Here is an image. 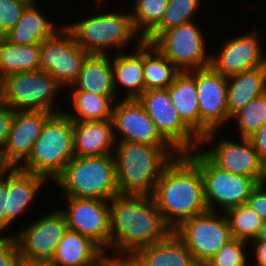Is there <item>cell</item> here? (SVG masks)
I'll use <instances>...</instances> for the list:
<instances>
[{
	"mask_svg": "<svg viewBox=\"0 0 266 266\" xmlns=\"http://www.w3.org/2000/svg\"><path fill=\"white\" fill-rule=\"evenodd\" d=\"M266 92V66L227 77V110L232 117L251 100Z\"/></svg>",
	"mask_w": 266,
	"mask_h": 266,
	"instance_id": "obj_23",
	"label": "cell"
},
{
	"mask_svg": "<svg viewBox=\"0 0 266 266\" xmlns=\"http://www.w3.org/2000/svg\"><path fill=\"white\" fill-rule=\"evenodd\" d=\"M257 266H266V241H253Z\"/></svg>",
	"mask_w": 266,
	"mask_h": 266,
	"instance_id": "obj_43",
	"label": "cell"
},
{
	"mask_svg": "<svg viewBox=\"0 0 266 266\" xmlns=\"http://www.w3.org/2000/svg\"><path fill=\"white\" fill-rule=\"evenodd\" d=\"M13 166L7 161L2 150L0 149V180L3 179L5 173L7 174Z\"/></svg>",
	"mask_w": 266,
	"mask_h": 266,
	"instance_id": "obj_46",
	"label": "cell"
},
{
	"mask_svg": "<svg viewBox=\"0 0 266 266\" xmlns=\"http://www.w3.org/2000/svg\"><path fill=\"white\" fill-rule=\"evenodd\" d=\"M218 215L208 210L185 220L173 230L200 266H205L232 239L226 215Z\"/></svg>",
	"mask_w": 266,
	"mask_h": 266,
	"instance_id": "obj_9",
	"label": "cell"
},
{
	"mask_svg": "<svg viewBox=\"0 0 266 266\" xmlns=\"http://www.w3.org/2000/svg\"><path fill=\"white\" fill-rule=\"evenodd\" d=\"M252 241H266V221H263L257 236Z\"/></svg>",
	"mask_w": 266,
	"mask_h": 266,
	"instance_id": "obj_48",
	"label": "cell"
},
{
	"mask_svg": "<svg viewBox=\"0 0 266 266\" xmlns=\"http://www.w3.org/2000/svg\"><path fill=\"white\" fill-rule=\"evenodd\" d=\"M115 95H100L86 91H73L72 98L77 114L66 115L73 121H103L112 118ZM113 102V103H112Z\"/></svg>",
	"mask_w": 266,
	"mask_h": 266,
	"instance_id": "obj_31",
	"label": "cell"
},
{
	"mask_svg": "<svg viewBox=\"0 0 266 266\" xmlns=\"http://www.w3.org/2000/svg\"><path fill=\"white\" fill-rule=\"evenodd\" d=\"M67 230V220L61 209L49 213L30 224L15 237L19 255L50 262Z\"/></svg>",
	"mask_w": 266,
	"mask_h": 266,
	"instance_id": "obj_15",
	"label": "cell"
},
{
	"mask_svg": "<svg viewBox=\"0 0 266 266\" xmlns=\"http://www.w3.org/2000/svg\"><path fill=\"white\" fill-rule=\"evenodd\" d=\"M135 255L145 266H200L174 231L163 241L141 248Z\"/></svg>",
	"mask_w": 266,
	"mask_h": 266,
	"instance_id": "obj_24",
	"label": "cell"
},
{
	"mask_svg": "<svg viewBox=\"0 0 266 266\" xmlns=\"http://www.w3.org/2000/svg\"><path fill=\"white\" fill-rule=\"evenodd\" d=\"M264 183H266V165H265V177H264Z\"/></svg>",
	"mask_w": 266,
	"mask_h": 266,
	"instance_id": "obj_51",
	"label": "cell"
},
{
	"mask_svg": "<svg viewBox=\"0 0 266 266\" xmlns=\"http://www.w3.org/2000/svg\"><path fill=\"white\" fill-rule=\"evenodd\" d=\"M106 254L88 237L67 230L54 256L52 266H95Z\"/></svg>",
	"mask_w": 266,
	"mask_h": 266,
	"instance_id": "obj_22",
	"label": "cell"
},
{
	"mask_svg": "<svg viewBox=\"0 0 266 266\" xmlns=\"http://www.w3.org/2000/svg\"><path fill=\"white\" fill-rule=\"evenodd\" d=\"M61 32L64 36L55 33L40 44V66L65 87L77 80L89 53L74 41L65 27Z\"/></svg>",
	"mask_w": 266,
	"mask_h": 266,
	"instance_id": "obj_13",
	"label": "cell"
},
{
	"mask_svg": "<svg viewBox=\"0 0 266 266\" xmlns=\"http://www.w3.org/2000/svg\"><path fill=\"white\" fill-rule=\"evenodd\" d=\"M14 110L0 98V149L5 145L11 131Z\"/></svg>",
	"mask_w": 266,
	"mask_h": 266,
	"instance_id": "obj_40",
	"label": "cell"
},
{
	"mask_svg": "<svg viewBox=\"0 0 266 266\" xmlns=\"http://www.w3.org/2000/svg\"><path fill=\"white\" fill-rule=\"evenodd\" d=\"M246 242L232 238L215 253L205 266H246L247 259L244 254Z\"/></svg>",
	"mask_w": 266,
	"mask_h": 266,
	"instance_id": "obj_36",
	"label": "cell"
},
{
	"mask_svg": "<svg viewBox=\"0 0 266 266\" xmlns=\"http://www.w3.org/2000/svg\"><path fill=\"white\" fill-rule=\"evenodd\" d=\"M68 210H61L68 229L88 237L104 253L110 247L109 204L102 199L68 197Z\"/></svg>",
	"mask_w": 266,
	"mask_h": 266,
	"instance_id": "obj_14",
	"label": "cell"
},
{
	"mask_svg": "<svg viewBox=\"0 0 266 266\" xmlns=\"http://www.w3.org/2000/svg\"><path fill=\"white\" fill-rule=\"evenodd\" d=\"M111 60L106 54H89L84 60L74 91H86L100 95H115Z\"/></svg>",
	"mask_w": 266,
	"mask_h": 266,
	"instance_id": "obj_27",
	"label": "cell"
},
{
	"mask_svg": "<svg viewBox=\"0 0 266 266\" xmlns=\"http://www.w3.org/2000/svg\"><path fill=\"white\" fill-rule=\"evenodd\" d=\"M179 72L172 62L155 46L143 41L145 91L149 89H167L174 82Z\"/></svg>",
	"mask_w": 266,
	"mask_h": 266,
	"instance_id": "obj_30",
	"label": "cell"
},
{
	"mask_svg": "<svg viewBox=\"0 0 266 266\" xmlns=\"http://www.w3.org/2000/svg\"><path fill=\"white\" fill-rule=\"evenodd\" d=\"M201 0H169L161 21L143 38L153 43L164 31L192 22Z\"/></svg>",
	"mask_w": 266,
	"mask_h": 266,
	"instance_id": "obj_32",
	"label": "cell"
},
{
	"mask_svg": "<svg viewBox=\"0 0 266 266\" xmlns=\"http://www.w3.org/2000/svg\"><path fill=\"white\" fill-rule=\"evenodd\" d=\"M65 28L89 54H106L105 50L110 47L123 48L139 33L133 26L130 13L98 14Z\"/></svg>",
	"mask_w": 266,
	"mask_h": 266,
	"instance_id": "obj_7",
	"label": "cell"
},
{
	"mask_svg": "<svg viewBox=\"0 0 266 266\" xmlns=\"http://www.w3.org/2000/svg\"><path fill=\"white\" fill-rule=\"evenodd\" d=\"M7 40V31L0 24V44Z\"/></svg>",
	"mask_w": 266,
	"mask_h": 266,
	"instance_id": "obj_49",
	"label": "cell"
},
{
	"mask_svg": "<svg viewBox=\"0 0 266 266\" xmlns=\"http://www.w3.org/2000/svg\"><path fill=\"white\" fill-rule=\"evenodd\" d=\"M108 203L110 246L118 245L116 250L121 255L135 254L143 247L163 241L173 232L152 196L118 194Z\"/></svg>",
	"mask_w": 266,
	"mask_h": 266,
	"instance_id": "obj_1",
	"label": "cell"
},
{
	"mask_svg": "<svg viewBox=\"0 0 266 266\" xmlns=\"http://www.w3.org/2000/svg\"><path fill=\"white\" fill-rule=\"evenodd\" d=\"M196 90L203 143L211 140L218 127L232 119L227 110V77L211 66L196 69Z\"/></svg>",
	"mask_w": 266,
	"mask_h": 266,
	"instance_id": "obj_11",
	"label": "cell"
},
{
	"mask_svg": "<svg viewBox=\"0 0 266 266\" xmlns=\"http://www.w3.org/2000/svg\"><path fill=\"white\" fill-rule=\"evenodd\" d=\"M115 164L119 194L152 196L164 168L173 160V146L119 141ZM169 151V152H168Z\"/></svg>",
	"mask_w": 266,
	"mask_h": 266,
	"instance_id": "obj_3",
	"label": "cell"
},
{
	"mask_svg": "<svg viewBox=\"0 0 266 266\" xmlns=\"http://www.w3.org/2000/svg\"><path fill=\"white\" fill-rule=\"evenodd\" d=\"M257 36L255 32H250L229 40L218 56H210V66L225 77L266 66V57H262L263 52Z\"/></svg>",
	"mask_w": 266,
	"mask_h": 266,
	"instance_id": "obj_18",
	"label": "cell"
},
{
	"mask_svg": "<svg viewBox=\"0 0 266 266\" xmlns=\"http://www.w3.org/2000/svg\"><path fill=\"white\" fill-rule=\"evenodd\" d=\"M191 73V74H190ZM182 122L200 139V111L196 90V69L180 71L167 88Z\"/></svg>",
	"mask_w": 266,
	"mask_h": 266,
	"instance_id": "obj_21",
	"label": "cell"
},
{
	"mask_svg": "<svg viewBox=\"0 0 266 266\" xmlns=\"http://www.w3.org/2000/svg\"><path fill=\"white\" fill-rule=\"evenodd\" d=\"M261 161L266 165V122L250 137Z\"/></svg>",
	"mask_w": 266,
	"mask_h": 266,
	"instance_id": "obj_42",
	"label": "cell"
},
{
	"mask_svg": "<svg viewBox=\"0 0 266 266\" xmlns=\"http://www.w3.org/2000/svg\"><path fill=\"white\" fill-rule=\"evenodd\" d=\"M134 13L131 14L135 30L142 28L143 39L162 19L169 0H135Z\"/></svg>",
	"mask_w": 266,
	"mask_h": 266,
	"instance_id": "obj_34",
	"label": "cell"
},
{
	"mask_svg": "<svg viewBox=\"0 0 266 266\" xmlns=\"http://www.w3.org/2000/svg\"><path fill=\"white\" fill-rule=\"evenodd\" d=\"M113 120L73 121L75 157L108 155L115 141Z\"/></svg>",
	"mask_w": 266,
	"mask_h": 266,
	"instance_id": "obj_20",
	"label": "cell"
},
{
	"mask_svg": "<svg viewBox=\"0 0 266 266\" xmlns=\"http://www.w3.org/2000/svg\"><path fill=\"white\" fill-rule=\"evenodd\" d=\"M120 266H145V265L135 254H126L125 257H123L122 254V257L120 258Z\"/></svg>",
	"mask_w": 266,
	"mask_h": 266,
	"instance_id": "obj_45",
	"label": "cell"
},
{
	"mask_svg": "<svg viewBox=\"0 0 266 266\" xmlns=\"http://www.w3.org/2000/svg\"><path fill=\"white\" fill-rule=\"evenodd\" d=\"M152 197L173 230L185 220L208 211L201 171L185 153L164 168Z\"/></svg>",
	"mask_w": 266,
	"mask_h": 266,
	"instance_id": "obj_2",
	"label": "cell"
},
{
	"mask_svg": "<svg viewBox=\"0 0 266 266\" xmlns=\"http://www.w3.org/2000/svg\"><path fill=\"white\" fill-rule=\"evenodd\" d=\"M135 54H118L113 58V85L116 93L117 85L125 86L129 91L124 99H138L145 91L143 76V39H140ZM119 82V83H118Z\"/></svg>",
	"mask_w": 266,
	"mask_h": 266,
	"instance_id": "obj_26",
	"label": "cell"
},
{
	"mask_svg": "<svg viewBox=\"0 0 266 266\" xmlns=\"http://www.w3.org/2000/svg\"><path fill=\"white\" fill-rule=\"evenodd\" d=\"M160 134L177 153L195 151L201 140L182 122L167 89H149L138 98Z\"/></svg>",
	"mask_w": 266,
	"mask_h": 266,
	"instance_id": "obj_10",
	"label": "cell"
},
{
	"mask_svg": "<svg viewBox=\"0 0 266 266\" xmlns=\"http://www.w3.org/2000/svg\"><path fill=\"white\" fill-rule=\"evenodd\" d=\"M52 114L45 111H14L11 131L2 148L13 167H20L21 162L28 159L44 123Z\"/></svg>",
	"mask_w": 266,
	"mask_h": 266,
	"instance_id": "obj_19",
	"label": "cell"
},
{
	"mask_svg": "<svg viewBox=\"0 0 266 266\" xmlns=\"http://www.w3.org/2000/svg\"><path fill=\"white\" fill-rule=\"evenodd\" d=\"M19 255L14 236H0V266H14Z\"/></svg>",
	"mask_w": 266,
	"mask_h": 266,
	"instance_id": "obj_38",
	"label": "cell"
},
{
	"mask_svg": "<svg viewBox=\"0 0 266 266\" xmlns=\"http://www.w3.org/2000/svg\"><path fill=\"white\" fill-rule=\"evenodd\" d=\"M113 105V128L122 135L119 141L172 146L157 130L156 124L138 99H123Z\"/></svg>",
	"mask_w": 266,
	"mask_h": 266,
	"instance_id": "obj_16",
	"label": "cell"
},
{
	"mask_svg": "<svg viewBox=\"0 0 266 266\" xmlns=\"http://www.w3.org/2000/svg\"><path fill=\"white\" fill-rule=\"evenodd\" d=\"M201 30L192 22L164 31L153 43L179 71L210 66Z\"/></svg>",
	"mask_w": 266,
	"mask_h": 266,
	"instance_id": "obj_12",
	"label": "cell"
},
{
	"mask_svg": "<svg viewBox=\"0 0 266 266\" xmlns=\"http://www.w3.org/2000/svg\"><path fill=\"white\" fill-rule=\"evenodd\" d=\"M74 157L73 120L64 111L46 120L32 153L20 168L55 180Z\"/></svg>",
	"mask_w": 266,
	"mask_h": 266,
	"instance_id": "obj_4",
	"label": "cell"
},
{
	"mask_svg": "<svg viewBox=\"0 0 266 266\" xmlns=\"http://www.w3.org/2000/svg\"><path fill=\"white\" fill-rule=\"evenodd\" d=\"M240 140H242V144L231 140H222L214 149L203 153L220 169L252 177L258 183H262L265 177L264 163L250 138H241Z\"/></svg>",
	"mask_w": 266,
	"mask_h": 266,
	"instance_id": "obj_17",
	"label": "cell"
},
{
	"mask_svg": "<svg viewBox=\"0 0 266 266\" xmlns=\"http://www.w3.org/2000/svg\"><path fill=\"white\" fill-rule=\"evenodd\" d=\"M22 1L27 2L28 4H33V3H35V0H22Z\"/></svg>",
	"mask_w": 266,
	"mask_h": 266,
	"instance_id": "obj_50",
	"label": "cell"
},
{
	"mask_svg": "<svg viewBox=\"0 0 266 266\" xmlns=\"http://www.w3.org/2000/svg\"><path fill=\"white\" fill-rule=\"evenodd\" d=\"M27 5L22 0H0V24L7 32L19 22Z\"/></svg>",
	"mask_w": 266,
	"mask_h": 266,
	"instance_id": "obj_37",
	"label": "cell"
},
{
	"mask_svg": "<svg viewBox=\"0 0 266 266\" xmlns=\"http://www.w3.org/2000/svg\"><path fill=\"white\" fill-rule=\"evenodd\" d=\"M74 157L55 178L68 197L105 201L119 194L114 155Z\"/></svg>",
	"mask_w": 266,
	"mask_h": 266,
	"instance_id": "obj_5",
	"label": "cell"
},
{
	"mask_svg": "<svg viewBox=\"0 0 266 266\" xmlns=\"http://www.w3.org/2000/svg\"><path fill=\"white\" fill-rule=\"evenodd\" d=\"M14 266H52L49 261L29 259L18 255Z\"/></svg>",
	"mask_w": 266,
	"mask_h": 266,
	"instance_id": "obj_44",
	"label": "cell"
},
{
	"mask_svg": "<svg viewBox=\"0 0 266 266\" xmlns=\"http://www.w3.org/2000/svg\"><path fill=\"white\" fill-rule=\"evenodd\" d=\"M231 118H237L241 138L252 137L266 122V92L251 100Z\"/></svg>",
	"mask_w": 266,
	"mask_h": 266,
	"instance_id": "obj_35",
	"label": "cell"
},
{
	"mask_svg": "<svg viewBox=\"0 0 266 266\" xmlns=\"http://www.w3.org/2000/svg\"><path fill=\"white\" fill-rule=\"evenodd\" d=\"M60 88L64 87L44 70L26 71L8 75L0 81V98L14 111L56 114L64 112L53 107L54 94Z\"/></svg>",
	"mask_w": 266,
	"mask_h": 266,
	"instance_id": "obj_6",
	"label": "cell"
},
{
	"mask_svg": "<svg viewBox=\"0 0 266 266\" xmlns=\"http://www.w3.org/2000/svg\"><path fill=\"white\" fill-rule=\"evenodd\" d=\"M5 177V186L9 194V227L18 215L32 202L37 191L45 184L44 176L13 167Z\"/></svg>",
	"mask_w": 266,
	"mask_h": 266,
	"instance_id": "obj_25",
	"label": "cell"
},
{
	"mask_svg": "<svg viewBox=\"0 0 266 266\" xmlns=\"http://www.w3.org/2000/svg\"><path fill=\"white\" fill-rule=\"evenodd\" d=\"M200 169L204 182V197L209 211L220 205L227 209L246 204L253 189L259 184L254 178L220 169L203 152L185 153ZM216 204V205H213Z\"/></svg>",
	"mask_w": 266,
	"mask_h": 266,
	"instance_id": "obj_8",
	"label": "cell"
},
{
	"mask_svg": "<svg viewBox=\"0 0 266 266\" xmlns=\"http://www.w3.org/2000/svg\"><path fill=\"white\" fill-rule=\"evenodd\" d=\"M7 228H9V194L4 177L0 180V236Z\"/></svg>",
	"mask_w": 266,
	"mask_h": 266,
	"instance_id": "obj_41",
	"label": "cell"
},
{
	"mask_svg": "<svg viewBox=\"0 0 266 266\" xmlns=\"http://www.w3.org/2000/svg\"><path fill=\"white\" fill-rule=\"evenodd\" d=\"M39 69L40 44L15 45L8 40L0 44V81L14 73Z\"/></svg>",
	"mask_w": 266,
	"mask_h": 266,
	"instance_id": "obj_29",
	"label": "cell"
},
{
	"mask_svg": "<svg viewBox=\"0 0 266 266\" xmlns=\"http://www.w3.org/2000/svg\"><path fill=\"white\" fill-rule=\"evenodd\" d=\"M265 183H259L251 192L247 204L266 221V188Z\"/></svg>",
	"mask_w": 266,
	"mask_h": 266,
	"instance_id": "obj_39",
	"label": "cell"
},
{
	"mask_svg": "<svg viewBox=\"0 0 266 266\" xmlns=\"http://www.w3.org/2000/svg\"><path fill=\"white\" fill-rule=\"evenodd\" d=\"M52 21L38 11L35 3L28 4L19 22L7 32V40L15 45H37L52 37L55 31Z\"/></svg>",
	"mask_w": 266,
	"mask_h": 266,
	"instance_id": "obj_28",
	"label": "cell"
},
{
	"mask_svg": "<svg viewBox=\"0 0 266 266\" xmlns=\"http://www.w3.org/2000/svg\"><path fill=\"white\" fill-rule=\"evenodd\" d=\"M95 266H120V258L105 255Z\"/></svg>",
	"mask_w": 266,
	"mask_h": 266,
	"instance_id": "obj_47",
	"label": "cell"
},
{
	"mask_svg": "<svg viewBox=\"0 0 266 266\" xmlns=\"http://www.w3.org/2000/svg\"><path fill=\"white\" fill-rule=\"evenodd\" d=\"M224 214L228 219L232 238L252 241L257 236L263 223L262 218L246 203L227 209Z\"/></svg>",
	"mask_w": 266,
	"mask_h": 266,
	"instance_id": "obj_33",
	"label": "cell"
}]
</instances>
